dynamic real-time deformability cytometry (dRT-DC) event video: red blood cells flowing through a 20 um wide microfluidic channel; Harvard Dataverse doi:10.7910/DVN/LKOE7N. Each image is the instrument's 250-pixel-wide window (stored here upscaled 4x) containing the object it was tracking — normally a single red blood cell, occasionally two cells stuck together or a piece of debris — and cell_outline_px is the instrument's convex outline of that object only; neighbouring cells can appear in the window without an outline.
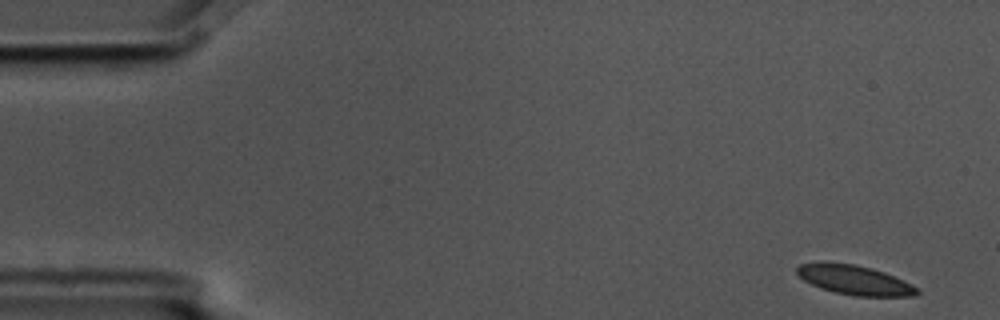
{"species": "common noctule bat (a hibernating species)", "species_latin": "Nyctalus noctula", "temperature_condition": "cold", "stored_images_in_passage": 6, "camera_frame_rate_fps": 3000, "um_per_image_px": 0.085, "animal": {"sex": "male", "body_mass_g": 17.5, "forearm_length_mm": 52.3}, "frame": {"image": 1, "passage_image": 1, "time_ms": 0.0, "image_size_px": [1000, 320], "cell_outline_px": [[920, 292], [916, 296], [856, 296], [836, 292], [820, 288], [804, 280], [796, 272], [796, 268], [800, 264], [820, 260], [824, 260], [852, 264], [872, 268], [884, 272], [912, 284], [920, 288]], "centroid_in_image_um": [72.63, 23.78], "position_along_channel_um": 12.4, "area_um2": 20.92}}
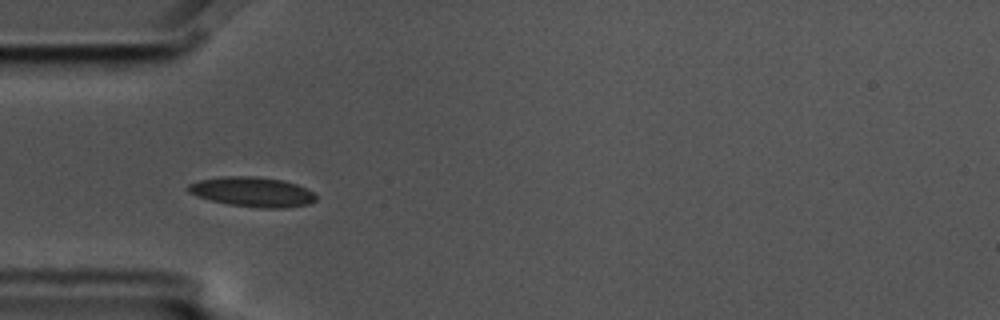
{"frame": {"image": 2, "passage_image": 5, "time_ms": 1.333, "image_size_px": [1000, 320], "cell_outline_px": [[316, 200], [308, 204], [288, 208], [260, 208], [228, 204], [196, 196], [188, 192], [188, 184], [200, 180], [224, 176], [256, 176], [284, 180], [296, 184], [312, 192], [316, 196]], "centroid_in_image_um": [21.46, 16.31], "position_along_channel_um": 63.5, "area_um2": 22.14}}